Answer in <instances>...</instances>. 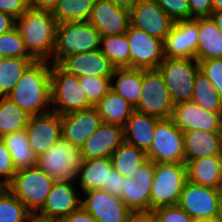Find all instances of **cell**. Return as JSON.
Instances as JSON below:
<instances>
[{
	"mask_svg": "<svg viewBox=\"0 0 222 222\" xmlns=\"http://www.w3.org/2000/svg\"><path fill=\"white\" fill-rule=\"evenodd\" d=\"M50 75V61H34L7 97L29 116L52 111Z\"/></svg>",
	"mask_w": 222,
	"mask_h": 222,
	"instance_id": "6da1fadb",
	"label": "cell"
},
{
	"mask_svg": "<svg viewBox=\"0 0 222 222\" xmlns=\"http://www.w3.org/2000/svg\"><path fill=\"white\" fill-rule=\"evenodd\" d=\"M57 24L51 11L32 6L16 20L25 46L36 60H52Z\"/></svg>",
	"mask_w": 222,
	"mask_h": 222,
	"instance_id": "7a4b0ae2",
	"label": "cell"
},
{
	"mask_svg": "<svg viewBox=\"0 0 222 222\" xmlns=\"http://www.w3.org/2000/svg\"><path fill=\"white\" fill-rule=\"evenodd\" d=\"M101 34L88 21L58 23L56 44L50 63L60 64L67 56L100 49Z\"/></svg>",
	"mask_w": 222,
	"mask_h": 222,
	"instance_id": "3957f363",
	"label": "cell"
},
{
	"mask_svg": "<svg viewBox=\"0 0 222 222\" xmlns=\"http://www.w3.org/2000/svg\"><path fill=\"white\" fill-rule=\"evenodd\" d=\"M51 110L59 115L93 107L87 100L79 78L59 64L51 63Z\"/></svg>",
	"mask_w": 222,
	"mask_h": 222,
	"instance_id": "277c9868",
	"label": "cell"
},
{
	"mask_svg": "<svg viewBox=\"0 0 222 222\" xmlns=\"http://www.w3.org/2000/svg\"><path fill=\"white\" fill-rule=\"evenodd\" d=\"M187 181L186 163H155L150 213L160 207L177 205Z\"/></svg>",
	"mask_w": 222,
	"mask_h": 222,
	"instance_id": "5b68a950",
	"label": "cell"
},
{
	"mask_svg": "<svg viewBox=\"0 0 222 222\" xmlns=\"http://www.w3.org/2000/svg\"><path fill=\"white\" fill-rule=\"evenodd\" d=\"M55 181L37 166L17 171L6 186L35 215L44 205Z\"/></svg>",
	"mask_w": 222,
	"mask_h": 222,
	"instance_id": "8992f818",
	"label": "cell"
},
{
	"mask_svg": "<svg viewBox=\"0 0 222 222\" xmlns=\"http://www.w3.org/2000/svg\"><path fill=\"white\" fill-rule=\"evenodd\" d=\"M80 149L63 138L37 157L36 166L54 181L75 182L82 164Z\"/></svg>",
	"mask_w": 222,
	"mask_h": 222,
	"instance_id": "52a82bcc",
	"label": "cell"
},
{
	"mask_svg": "<svg viewBox=\"0 0 222 222\" xmlns=\"http://www.w3.org/2000/svg\"><path fill=\"white\" fill-rule=\"evenodd\" d=\"M157 69L164 77L174 105L192 100L196 75L200 70L196 59L164 58Z\"/></svg>",
	"mask_w": 222,
	"mask_h": 222,
	"instance_id": "ba28073f",
	"label": "cell"
},
{
	"mask_svg": "<svg viewBox=\"0 0 222 222\" xmlns=\"http://www.w3.org/2000/svg\"><path fill=\"white\" fill-rule=\"evenodd\" d=\"M173 101L158 69H142V89L135 111L159 119L170 118L173 113Z\"/></svg>",
	"mask_w": 222,
	"mask_h": 222,
	"instance_id": "9c48e42d",
	"label": "cell"
},
{
	"mask_svg": "<svg viewBox=\"0 0 222 222\" xmlns=\"http://www.w3.org/2000/svg\"><path fill=\"white\" fill-rule=\"evenodd\" d=\"M147 158L154 163H185L183 132L172 118L159 119Z\"/></svg>",
	"mask_w": 222,
	"mask_h": 222,
	"instance_id": "30bf717a",
	"label": "cell"
},
{
	"mask_svg": "<svg viewBox=\"0 0 222 222\" xmlns=\"http://www.w3.org/2000/svg\"><path fill=\"white\" fill-rule=\"evenodd\" d=\"M219 189L187 181L182 189L177 205L193 218L220 217Z\"/></svg>",
	"mask_w": 222,
	"mask_h": 222,
	"instance_id": "8fae6325",
	"label": "cell"
},
{
	"mask_svg": "<svg viewBox=\"0 0 222 222\" xmlns=\"http://www.w3.org/2000/svg\"><path fill=\"white\" fill-rule=\"evenodd\" d=\"M130 46V68L157 69L164 60L163 41L131 24L126 31Z\"/></svg>",
	"mask_w": 222,
	"mask_h": 222,
	"instance_id": "7c38bea8",
	"label": "cell"
},
{
	"mask_svg": "<svg viewBox=\"0 0 222 222\" xmlns=\"http://www.w3.org/2000/svg\"><path fill=\"white\" fill-rule=\"evenodd\" d=\"M83 195L81 205L98 222H132L134 219L135 213L118 196L101 189Z\"/></svg>",
	"mask_w": 222,
	"mask_h": 222,
	"instance_id": "4fadbf2b",
	"label": "cell"
},
{
	"mask_svg": "<svg viewBox=\"0 0 222 222\" xmlns=\"http://www.w3.org/2000/svg\"><path fill=\"white\" fill-rule=\"evenodd\" d=\"M76 182L55 181L43 207L34 215L43 222H59L81 206ZM77 190V191H76Z\"/></svg>",
	"mask_w": 222,
	"mask_h": 222,
	"instance_id": "5bb4252c",
	"label": "cell"
},
{
	"mask_svg": "<svg viewBox=\"0 0 222 222\" xmlns=\"http://www.w3.org/2000/svg\"><path fill=\"white\" fill-rule=\"evenodd\" d=\"M130 24L164 41L174 21L156 1L136 0L130 8Z\"/></svg>",
	"mask_w": 222,
	"mask_h": 222,
	"instance_id": "9a60e30c",
	"label": "cell"
},
{
	"mask_svg": "<svg viewBox=\"0 0 222 222\" xmlns=\"http://www.w3.org/2000/svg\"><path fill=\"white\" fill-rule=\"evenodd\" d=\"M198 39V18L174 22L163 41L164 57L196 59Z\"/></svg>",
	"mask_w": 222,
	"mask_h": 222,
	"instance_id": "2e32d148",
	"label": "cell"
},
{
	"mask_svg": "<svg viewBox=\"0 0 222 222\" xmlns=\"http://www.w3.org/2000/svg\"><path fill=\"white\" fill-rule=\"evenodd\" d=\"M60 119L62 138L79 149L102 123L101 116L94 106L65 113L60 115Z\"/></svg>",
	"mask_w": 222,
	"mask_h": 222,
	"instance_id": "e0dca14e",
	"label": "cell"
},
{
	"mask_svg": "<svg viewBox=\"0 0 222 222\" xmlns=\"http://www.w3.org/2000/svg\"><path fill=\"white\" fill-rule=\"evenodd\" d=\"M88 22L101 36L121 35L130 26V9L118 6L109 0H96Z\"/></svg>",
	"mask_w": 222,
	"mask_h": 222,
	"instance_id": "ac0fdd59",
	"label": "cell"
},
{
	"mask_svg": "<svg viewBox=\"0 0 222 222\" xmlns=\"http://www.w3.org/2000/svg\"><path fill=\"white\" fill-rule=\"evenodd\" d=\"M26 131L32 151L38 157L62 138L60 115L50 111L30 116Z\"/></svg>",
	"mask_w": 222,
	"mask_h": 222,
	"instance_id": "d6986e66",
	"label": "cell"
},
{
	"mask_svg": "<svg viewBox=\"0 0 222 222\" xmlns=\"http://www.w3.org/2000/svg\"><path fill=\"white\" fill-rule=\"evenodd\" d=\"M171 118L182 132H222V114L208 112L192 101L174 105Z\"/></svg>",
	"mask_w": 222,
	"mask_h": 222,
	"instance_id": "ffe728a7",
	"label": "cell"
},
{
	"mask_svg": "<svg viewBox=\"0 0 222 222\" xmlns=\"http://www.w3.org/2000/svg\"><path fill=\"white\" fill-rule=\"evenodd\" d=\"M68 73L81 77H112L116 67L100 49L67 56L60 64Z\"/></svg>",
	"mask_w": 222,
	"mask_h": 222,
	"instance_id": "44dd1931",
	"label": "cell"
},
{
	"mask_svg": "<svg viewBox=\"0 0 222 222\" xmlns=\"http://www.w3.org/2000/svg\"><path fill=\"white\" fill-rule=\"evenodd\" d=\"M123 142V127L102 122L80 148L82 159L110 157Z\"/></svg>",
	"mask_w": 222,
	"mask_h": 222,
	"instance_id": "7402d4cb",
	"label": "cell"
},
{
	"mask_svg": "<svg viewBox=\"0 0 222 222\" xmlns=\"http://www.w3.org/2000/svg\"><path fill=\"white\" fill-rule=\"evenodd\" d=\"M185 163L202 157L218 156L222 147V132L191 130L183 132Z\"/></svg>",
	"mask_w": 222,
	"mask_h": 222,
	"instance_id": "603a6c76",
	"label": "cell"
},
{
	"mask_svg": "<svg viewBox=\"0 0 222 222\" xmlns=\"http://www.w3.org/2000/svg\"><path fill=\"white\" fill-rule=\"evenodd\" d=\"M159 118L134 111L123 127L124 141L147 152Z\"/></svg>",
	"mask_w": 222,
	"mask_h": 222,
	"instance_id": "cb8c5ba5",
	"label": "cell"
},
{
	"mask_svg": "<svg viewBox=\"0 0 222 222\" xmlns=\"http://www.w3.org/2000/svg\"><path fill=\"white\" fill-rule=\"evenodd\" d=\"M113 170L110 157L83 159L77 176V183L82 191L101 189L107 183L109 173Z\"/></svg>",
	"mask_w": 222,
	"mask_h": 222,
	"instance_id": "d4e9b609",
	"label": "cell"
},
{
	"mask_svg": "<svg viewBox=\"0 0 222 222\" xmlns=\"http://www.w3.org/2000/svg\"><path fill=\"white\" fill-rule=\"evenodd\" d=\"M196 60L222 59V33L211 17L198 18Z\"/></svg>",
	"mask_w": 222,
	"mask_h": 222,
	"instance_id": "484cf974",
	"label": "cell"
},
{
	"mask_svg": "<svg viewBox=\"0 0 222 222\" xmlns=\"http://www.w3.org/2000/svg\"><path fill=\"white\" fill-rule=\"evenodd\" d=\"M102 122L124 127L126 121L135 111L134 107L121 95L110 91L94 106Z\"/></svg>",
	"mask_w": 222,
	"mask_h": 222,
	"instance_id": "4316f807",
	"label": "cell"
},
{
	"mask_svg": "<svg viewBox=\"0 0 222 222\" xmlns=\"http://www.w3.org/2000/svg\"><path fill=\"white\" fill-rule=\"evenodd\" d=\"M186 166L189 182L219 189L222 172L218 156L190 160Z\"/></svg>",
	"mask_w": 222,
	"mask_h": 222,
	"instance_id": "83f0119b",
	"label": "cell"
},
{
	"mask_svg": "<svg viewBox=\"0 0 222 222\" xmlns=\"http://www.w3.org/2000/svg\"><path fill=\"white\" fill-rule=\"evenodd\" d=\"M111 89L135 107L141 96L142 69L116 68L111 77Z\"/></svg>",
	"mask_w": 222,
	"mask_h": 222,
	"instance_id": "f1b7e54d",
	"label": "cell"
},
{
	"mask_svg": "<svg viewBox=\"0 0 222 222\" xmlns=\"http://www.w3.org/2000/svg\"><path fill=\"white\" fill-rule=\"evenodd\" d=\"M8 148L16 172L36 166L37 156L29 144L26 129L1 137Z\"/></svg>",
	"mask_w": 222,
	"mask_h": 222,
	"instance_id": "f546056e",
	"label": "cell"
},
{
	"mask_svg": "<svg viewBox=\"0 0 222 222\" xmlns=\"http://www.w3.org/2000/svg\"><path fill=\"white\" fill-rule=\"evenodd\" d=\"M113 169L124 177L133 178V174L148 158L146 152L136 146L123 142L110 156Z\"/></svg>",
	"mask_w": 222,
	"mask_h": 222,
	"instance_id": "4dcf8cb0",
	"label": "cell"
},
{
	"mask_svg": "<svg viewBox=\"0 0 222 222\" xmlns=\"http://www.w3.org/2000/svg\"><path fill=\"white\" fill-rule=\"evenodd\" d=\"M151 186L138 184L133 178L125 177L120 198L135 214H150Z\"/></svg>",
	"mask_w": 222,
	"mask_h": 222,
	"instance_id": "1f68e13d",
	"label": "cell"
},
{
	"mask_svg": "<svg viewBox=\"0 0 222 222\" xmlns=\"http://www.w3.org/2000/svg\"><path fill=\"white\" fill-rule=\"evenodd\" d=\"M36 59L0 58V97H7Z\"/></svg>",
	"mask_w": 222,
	"mask_h": 222,
	"instance_id": "d6a6232c",
	"label": "cell"
},
{
	"mask_svg": "<svg viewBox=\"0 0 222 222\" xmlns=\"http://www.w3.org/2000/svg\"><path fill=\"white\" fill-rule=\"evenodd\" d=\"M191 101L208 112L222 114V98L200 70L196 75Z\"/></svg>",
	"mask_w": 222,
	"mask_h": 222,
	"instance_id": "836d02e7",
	"label": "cell"
},
{
	"mask_svg": "<svg viewBox=\"0 0 222 222\" xmlns=\"http://www.w3.org/2000/svg\"><path fill=\"white\" fill-rule=\"evenodd\" d=\"M0 98V138L26 129L30 116L8 97Z\"/></svg>",
	"mask_w": 222,
	"mask_h": 222,
	"instance_id": "e575fe53",
	"label": "cell"
},
{
	"mask_svg": "<svg viewBox=\"0 0 222 222\" xmlns=\"http://www.w3.org/2000/svg\"><path fill=\"white\" fill-rule=\"evenodd\" d=\"M96 0H60L52 11L57 23L85 22L89 20Z\"/></svg>",
	"mask_w": 222,
	"mask_h": 222,
	"instance_id": "d590c367",
	"label": "cell"
},
{
	"mask_svg": "<svg viewBox=\"0 0 222 222\" xmlns=\"http://www.w3.org/2000/svg\"><path fill=\"white\" fill-rule=\"evenodd\" d=\"M130 46L126 33L101 36L100 51L116 68H130Z\"/></svg>",
	"mask_w": 222,
	"mask_h": 222,
	"instance_id": "8d00e7d4",
	"label": "cell"
},
{
	"mask_svg": "<svg viewBox=\"0 0 222 222\" xmlns=\"http://www.w3.org/2000/svg\"><path fill=\"white\" fill-rule=\"evenodd\" d=\"M34 215L7 188L0 194V222H28Z\"/></svg>",
	"mask_w": 222,
	"mask_h": 222,
	"instance_id": "74e56055",
	"label": "cell"
},
{
	"mask_svg": "<svg viewBox=\"0 0 222 222\" xmlns=\"http://www.w3.org/2000/svg\"><path fill=\"white\" fill-rule=\"evenodd\" d=\"M0 58L35 59L28 52L16 26L10 31L0 34Z\"/></svg>",
	"mask_w": 222,
	"mask_h": 222,
	"instance_id": "f35d334b",
	"label": "cell"
},
{
	"mask_svg": "<svg viewBox=\"0 0 222 222\" xmlns=\"http://www.w3.org/2000/svg\"><path fill=\"white\" fill-rule=\"evenodd\" d=\"M80 85L87 100L95 106L111 89V77H81Z\"/></svg>",
	"mask_w": 222,
	"mask_h": 222,
	"instance_id": "ab89813d",
	"label": "cell"
},
{
	"mask_svg": "<svg viewBox=\"0 0 222 222\" xmlns=\"http://www.w3.org/2000/svg\"><path fill=\"white\" fill-rule=\"evenodd\" d=\"M200 71L208 78L222 98V59L198 61Z\"/></svg>",
	"mask_w": 222,
	"mask_h": 222,
	"instance_id": "60d3db41",
	"label": "cell"
},
{
	"mask_svg": "<svg viewBox=\"0 0 222 222\" xmlns=\"http://www.w3.org/2000/svg\"><path fill=\"white\" fill-rule=\"evenodd\" d=\"M167 15L174 21L190 19V6L188 0H154Z\"/></svg>",
	"mask_w": 222,
	"mask_h": 222,
	"instance_id": "b9f144b4",
	"label": "cell"
},
{
	"mask_svg": "<svg viewBox=\"0 0 222 222\" xmlns=\"http://www.w3.org/2000/svg\"><path fill=\"white\" fill-rule=\"evenodd\" d=\"M157 222H191L192 218L178 205L164 206L150 213Z\"/></svg>",
	"mask_w": 222,
	"mask_h": 222,
	"instance_id": "7bdbcfd3",
	"label": "cell"
},
{
	"mask_svg": "<svg viewBox=\"0 0 222 222\" xmlns=\"http://www.w3.org/2000/svg\"><path fill=\"white\" fill-rule=\"evenodd\" d=\"M16 173L11 154L2 138H0V179L6 186L11 182ZM4 179V180H3Z\"/></svg>",
	"mask_w": 222,
	"mask_h": 222,
	"instance_id": "ee69618b",
	"label": "cell"
},
{
	"mask_svg": "<svg viewBox=\"0 0 222 222\" xmlns=\"http://www.w3.org/2000/svg\"><path fill=\"white\" fill-rule=\"evenodd\" d=\"M30 7L29 0H0V11L17 20Z\"/></svg>",
	"mask_w": 222,
	"mask_h": 222,
	"instance_id": "f6af8a7d",
	"label": "cell"
},
{
	"mask_svg": "<svg viewBox=\"0 0 222 222\" xmlns=\"http://www.w3.org/2000/svg\"><path fill=\"white\" fill-rule=\"evenodd\" d=\"M190 19L210 17L213 11L212 0H188Z\"/></svg>",
	"mask_w": 222,
	"mask_h": 222,
	"instance_id": "bcb514c9",
	"label": "cell"
},
{
	"mask_svg": "<svg viewBox=\"0 0 222 222\" xmlns=\"http://www.w3.org/2000/svg\"><path fill=\"white\" fill-rule=\"evenodd\" d=\"M125 177L122 176L119 172L113 169L109 173L107 183H105L101 190H104L112 195L120 197L122 195V190L124 185Z\"/></svg>",
	"mask_w": 222,
	"mask_h": 222,
	"instance_id": "7dc6e473",
	"label": "cell"
},
{
	"mask_svg": "<svg viewBox=\"0 0 222 222\" xmlns=\"http://www.w3.org/2000/svg\"><path fill=\"white\" fill-rule=\"evenodd\" d=\"M155 163L152 160H147L141 167L133 174V179L138 184L152 185L154 177Z\"/></svg>",
	"mask_w": 222,
	"mask_h": 222,
	"instance_id": "c3c4849f",
	"label": "cell"
},
{
	"mask_svg": "<svg viewBox=\"0 0 222 222\" xmlns=\"http://www.w3.org/2000/svg\"><path fill=\"white\" fill-rule=\"evenodd\" d=\"M59 222H98L82 205Z\"/></svg>",
	"mask_w": 222,
	"mask_h": 222,
	"instance_id": "681fc988",
	"label": "cell"
},
{
	"mask_svg": "<svg viewBox=\"0 0 222 222\" xmlns=\"http://www.w3.org/2000/svg\"><path fill=\"white\" fill-rule=\"evenodd\" d=\"M16 26V20L0 11V34L6 33Z\"/></svg>",
	"mask_w": 222,
	"mask_h": 222,
	"instance_id": "f907efd6",
	"label": "cell"
},
{
	"mask_svg": "<svg viewBox=\"0 0 222 222\" xmlns=\"http://www.w3.org/2000/svg\"><path fill=\"white\" fill-rule=\"evenodd\" d=\"M59 1L60 0H31L30 6L52 12Z\"/></svg>",
	"mask_w": 222,
	"mask_h": 222,
	"instance_id": "816d5d0a",
	"label": "cell"
},
{
	"mask_svg": "<svg viewBox=\"0 0 222 222\" xmlns=\"http://www.w3.org/2000/svg\"><path fill=\"white\" fill-rule=\"evenodd\" d=\"M210 17L215 22L216 26L222 33V10L212 11Z\"/></svg>",
	"mask_w": 222,
	"mask_h": 222,
	"instance_id": "f5cc1de1",
	"label": "cell"
},
{
	"mask_svg": "<svg viewBox=\"0 0 222 222\" xmlns=\"http://www.w3.org/2000/svg\"><path fill=\"white\" fill-rule=\"evenodd\" d=\"M134 222H157L151 214H135Z\"/></svg>",
	"mask_w": 222,
	"mask_h": 222,
	"instance_id": "db71d44e",
	"label": "cell"
},
{
	"mask_svg": "<svg viewBox=\"0 0 222 222\" xmlns=\"http://www.w3.org/2000/svg\"><path fill=\"white\" fill-rule=\"evenodd\" d=\"M109 1L118 6L130 9L136 0H109Z\"/></svg>",
	"mask_w": 222,
	"mask_h": 222,
	"instance_id": "11a10c76",
	"label": "cell"
},
{
	"mask_svg": "<svg viewBox=\"0 0 222 222\" xmlns=\"http://www.w3.org/2000/svg\"><path fill=\"white\" fill-rule=\"evenodd\" d=\"M219 218H193L191 222H219Z\"/></svg>",
	"mask_w": 222,
	"mask_h": 222,
	"instance_id": "9f6ffc18",
	"label": "cell"
},
{
	"mask_svg": "<svg viewBox=\"0 0 222 222\" xmlns=\"http://www.w3.org/2000/svg\"><path fill=\"white\" fill-rule=\"evenodd\" d=\"M213 11L222 10V0H212Z\"/></svg>",
	"mask_w": 222,
	"mask_h": 222,
	"instance_id": "6f0895ef",
	"label": "cell"
},
{
	"mask_svg": "<svg viewBox=\"0 0 222 222\" xmlns=\"http://www.w3.org/2000/svg\"><path fill=\"white\" fill-rule=\"evenodd\" d=\"M218 159H219V164H220V168H221V172H222V147H221V150L218 154Z\"/></svg>",
	"mask_w": 222,
	"mask_h": 222,
	"instance_id": "680465c9",
	"label": "cell"
},
{
	"mask_svg": "<svg viewBox=\"0 0 222 222\" xmlns=\"http://www.w3.org/2000/svg\"><path fill=\"white\" fill-rule=\"evenodd\" d=\"M6 189V185L0 180V194Z\"/></svg>",
	"mask_w": 222,
	"mask_h": 222,
	"instance_id": "91938a15",
	"label": "cell"
},
{
	"mask_svg": "<svg viewBox=\"0 0 222 222\" xmlns=\"http://www.w3.org/2000/svg\"><path fill=\"white\" fill-rule=\"evenodd\" d=\"M219 220L222 222V196L220 198V217Z\"/></svg>",
	"mask_w": 222,
	"mask_h": 222,
	"instance_id": "94428289",
	"label": "cell"
},
{
	"mask_svg": "<svg viewBox=\"0 0 222 222\" xmlns=\"http://www.w3.org/2000/svg\"><path fill=\"white\" fill-rule=\"evenodd\" d=\"M28 222H42L41 219H38L36 217H33L32 219H30Z\"/></svg>",
	"mask_w": 222,
	"mask_h": 222,
	"instance_id": "6125c7cd",
	"label": "cell"
},
{
	"mask_svg": "<svg viewBox=\"0 0 222 222\" xmlns=\"http://www.w3.org/2000/svg\"><path fill=\"white\" fill-rule=\"evenodd\" d=\"M219 191H220L221 196H222V178H221V184H220V187H219Z\"/></svg>",
	"mask_w": 222,
	"mask_h": 222,
	"instance_id": "be15d7a7",
	"label": "cell"
}]
</instances>
